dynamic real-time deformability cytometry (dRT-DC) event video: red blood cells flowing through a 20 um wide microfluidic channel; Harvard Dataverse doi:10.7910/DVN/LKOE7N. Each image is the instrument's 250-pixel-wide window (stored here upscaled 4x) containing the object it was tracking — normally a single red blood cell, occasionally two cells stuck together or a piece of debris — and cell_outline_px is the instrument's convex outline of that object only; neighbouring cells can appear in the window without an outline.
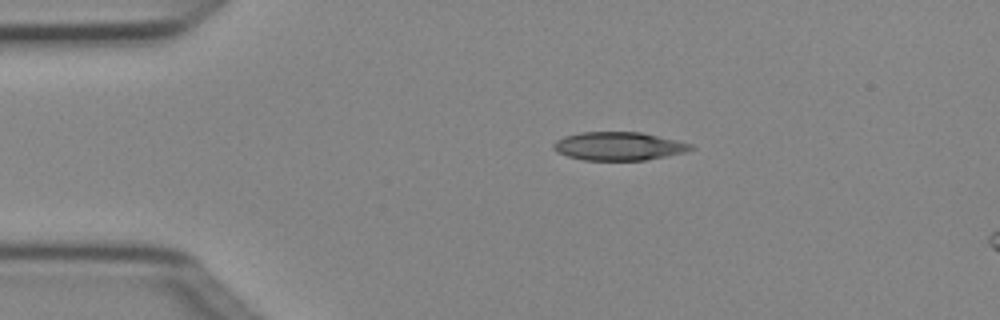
{"species": "Egyptian fruit bat (a non-hibernating species)", "species_latin": "Rousettus aegyptiacus", "temperature_condition": "cold", "stored_images_in_passage": 5, "segment_of_instrument_passage": [1, 2], "camera_frame_rate_fps": 3000, "um_per_image_px": 0.085, "animal": {"sex": "female"}, "frame": {"image": 1, "passage_image": 3, "time_ms": 0.667, "image_size_px": [1000, 320], "cell_outline_px": [[696, 148], [684, 152], [644, 160], [584, 160], [568, 156], [556, 152], [552, 148], [552, 144], [556, 140], [564, 136], [580, 132], [640, 132], [692, 144]], "centroid_in_image_um": [52.53, 12.42], "position_along_channel_um": 32.5, "area_um2": 22.54}}